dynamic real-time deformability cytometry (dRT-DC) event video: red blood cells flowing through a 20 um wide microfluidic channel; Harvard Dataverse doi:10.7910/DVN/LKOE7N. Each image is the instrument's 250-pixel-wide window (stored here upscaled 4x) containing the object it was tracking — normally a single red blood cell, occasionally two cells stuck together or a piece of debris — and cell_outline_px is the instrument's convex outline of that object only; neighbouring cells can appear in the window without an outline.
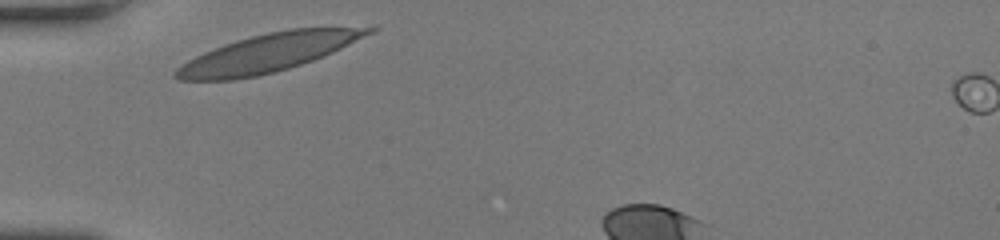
{"species": "human", "species_latin": "Homo sapiens", "temperature_condition": "room temperature", "stored_images_in_passage": 27, "camera_frame_rate_fps": 3000, "um_per_image_px": 0.085, "donor": {"sex": "female"}, "frame": {"image": 1, "passage_image": 1, "time_ms": 0.0, "image_size_px": [1000, 240], "cell_outline_px": [[380, 28], [376, 32], [324, 56], [288, 68], [256, 76], [232, 80], [180, 80], [172, 76], [172, 72], [176, 68], [188, 60], [204, 52], [224, 44], [236, 40], [268, 32], [288, 28]], "centroid_in_image_um": [22.76, 4.5], "position_along_channel_um": 62.2, "area_um2": 42.37}}
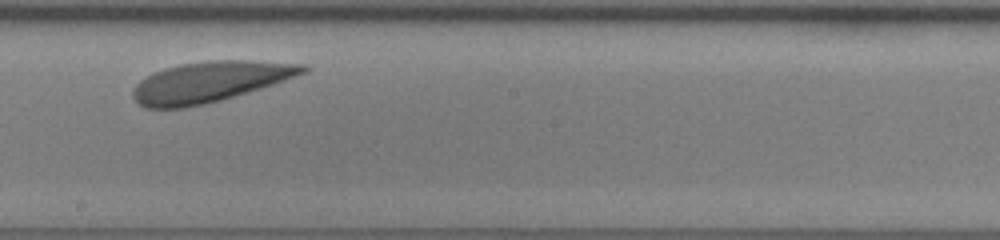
{"frame": {"image": 2, "passage_image": 15, "time_ms": 4.667, "image_size_px": [1000, 240], "cell_outline_px": [[308, 72], [276, 84], [220, 100], [204, 104], [184, 108], [144, 108], [132, 96], [132, 88], [140, 80], [152, 72], [164, 68], [180, 64], [208, 60], [248, 60], [304, 64], [308, 68]], "centroid_in_image_um": [17.84, 6.95], "position_along_channel_um": 230.4, "area_um2": 40.4}}
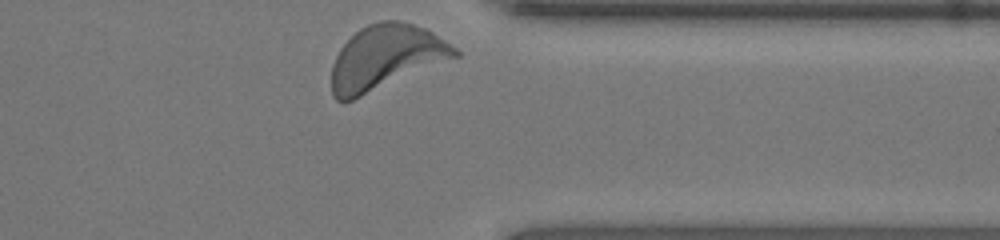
{"frame": {"image": 3, "passage_image": 27, "time_ms": 8.667, "image_size_px": [1000, 240], "cell_outline_px": [[460, 56], [352, 100], [336, 100], [332, 96], [332, 64], [340, 48], [360, 28], [368, 24], [380, 20], [396, 20], [412, 24], [424, 28], [432, 32], [456, 48], [460, 52]], "centroid_in_image_um": [32.79, 4.87], "position_along_channel_um": 378.6, "area_um2": 45.89}, "authors_computed_cell_mechanics": {"area_um2": 40.2866, "velocity_mm_per_s": 3.7682, "shape_relaxation_time_tau1_ms": 1.6432, "shape_relaxation_time_tau2_ms": null, "deformation_change_tau1": 0.0908, "deformation_change_tau2": null}}